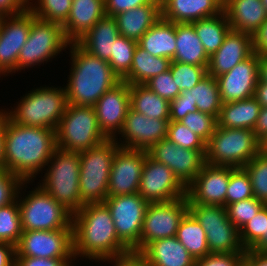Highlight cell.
Masks as SVG:
<instances>
[{
	"label": "cell",
	"mask_w": 267,
	"mask_h": 266,
	"mask_svg": "<svg viewBox=\"0 0 267 266\" xmlns=\"http://www.w3.org/2000/svg\"><path fill=\"white\" fill-rule=\"evenodd\" d=\"M70 72L66 85L68 104L94 106L111 88L122 80L110 67L108 61L85 51L77 42L68 45Z\"/></svg>",
	"instance_id": "3957f363"
},
{
	"label": "cell",
	"mask_w": 267,
	"mask_h": 266,
	"mask_svg": "<svg viewBox=\"0 0 267 266\" xmlns=\"http://www.w3.org/2000/svg\"><path fill=\"white\" fill-rule=\"evenodd\" d=\"M137 44L136 41L122 35L116 38L113 55H111L108 63L121 80L130 72Z\"/></svg>",
	"instance_id": "ab89813d"
},
{
	"label": "cell",
	"mask_w": 267,
	"mask_h": 266,
	"mask_svg": "<svg viewBox=\"0 0 267 266\" xmlns=\"http://www.w3.org/2000/svg\"><path fill=\"white\" fill-rule=\"evenodd\" d=\"M137 43L150 55L173 60L176 53V24L161 17Z\"/></svg>",
	"instance_id": "f546056e"
},
{
	"label": "cell",
	"mask_w": 267,
	"mask_h": 266,
	"mask_svg": "<svg viewBox=\"0 0 267 266\" xmlns=\"http://www.w3.org/2000/svg\"><path fill=\"white\" fill-rule=\"evenodd\" d=\"M187 212V196L166 202L149 203L140 235V251L152 241L176 236L179 223Z\"/></svg>",
	"instance_id": "5bb4252c"
},
{
	"label": "cell",
	"mask_w": 267,
	"mask_h": 266,
	"mask_svg": "<svg viewBox=\"0 0 267 266\" xmlns=\"http://www.w3.org/2000/svg\"><path fill=\"white\" fill-rule=\"evenodd\" d=\"M145 150L119 147L114 155L109 176L108 197L138 193Z\"/></svg>",
	"instance_id": "d6986e66"
},
{
	"label": "cell",
	"mask_w": 267,
	"mask_h": 266,
	"mask_svg": "<svg viewBox=\"0 0 267 266\" xmlns=\"http://www.w3.org/2000/svg\"><path fill=\"white\" fill-rule=\"evenodd\" d=\"M104 203L111 212L118 238L133 255H137L140 252V235L149 202L135 193L107 197Z\"/></svg>",
	"instance_id": "7c38bea8"
},
{
	"label": "cell",
	"mask_w": 267,
	"mask_h": 266,
	"mask_svg": "<svg viewBox=\"0 0 267 266\" xmlns=\"http://www.w3.org/2000/svg\"><path fill=\"white\" fill-rule=\"evenodd\" d=\"M15 257L75 259L73 229L22 231Z\"/></svg>",
	"instance_id": "4fadbf2b"
},
{
	"label": "cell",
	"mask_w": 267,
	"mask_h": 266,
	"mask_svg": "<svg viewBox=\"0 0 267 266\" xmlns=\"http://www.w3.org/2000/svg\"><path fill=\"white\" fill-rule=\"evenodd\" d=\"M27 8L35 17L63 25L70 13L72 0H31Z\"/></svg>",
	"instance_id": "74e56055"
},
{
	"label": "cell",
	"mask_w": 267,
	"mask_h": 266,
	"mask_svg": "<svg viewBox=\"0 0 267 266\" xmlns=\"http://www.w3.org/2000/svg\"><path fill=\"white\" fill-rule=\"evenodd\" d=\"M265 204L255 197L241 200L226 206L228 218L239 230L245 226Z\"/></svg>",
	"instance_id": "ee69618b"
},
{
	"label": "cell",
	"mask_w": 267,
	"mask_h": 266,
	"mask_svg": "<svg viewBox=\"0 0 267 266\" xmlns=\"http://www.w3.org/2000/svg\"><path fill=\"white\" fill-rule=\"evenodd\" d=\"M253 131L259 140L267 134V107H261L256 125Z\"/></svg>",
	"instance_id": "91938a15"
},
{
	"label": "cell",
	"mask_w": 267,
	"mask_h": 266,
	"mask_svg": "<svg viewBox=\"0 0 267 266\" xmlns=\"http://www.w3.org/2000/svg\"><path fill=\"white\" fill-rule=\"evenodd\" d=\"M260 110L261 105L254 97L223 103L217 118V126L254 130Z\"/></svg>",
	"instance_id": "4dcf8cb0"
},
{
	"label": "cell",
	"mask_w": 267,
	"mask_h": 266,
	"mask_svg": "<svg viewBox=\"0 0 267 266\" xmlns=\"http://www.w3.org/2000/svg\"><path fill=\"white\" fill-rule=\"evenodd\" d=\"M254 197L251 181L243 167H231V174L226 194V206Z\"/></svg>",
	"instance_id": "7bdbcfd3"
},
{
	"label": "cell",
	"mask_w": 267,
	"mask_h": 266,
	"mask_svg": "<svg viewBox=\"0 0 267 266\" xmlns=\"http://www.w3.org/2000/svg\"><path fill=\"white\" fill-rule=\"evenodd\" d=\"M144 85L169 102L174 100L181 93L173 80L170 69L159 75L153 76L145 82Z\"/></svg>",
	"instance_id": "c3c4849f"
},
{
	"label": "cell",
	"mask_w": 267,
	"mask_h": 266,
	"mask_svg": "<svg viewBox=\"0 0 267 266\" xmlns=\"http://www.w3.org/2000/svg\"><path fill=\"white\" fill-rule=\"evenodd\" d=\"M119 35L115 17L105 15L77 43L91 55L108 61Z\"/></svg>",
	"instance_id": "f1b7e54d"
},
{
	"label": "cell",
	"mask_w": 267,
	"mask_h": 266,
	"mask_svg": "<svg viewBox=\"0 0 267 266\" xmlns=\"http://www.w3.org/2000/svg\"><path fill=\"white\" fill-rule=\"evenodd\" d=\"M267 205L251 219L240 231V240L245 250L251 249L263 236H266Z\"/></svg>",
	"instance_id": "bcb514c9"
},
{
	"label": "cell",
	"mask_w": 267,
	"mask_h": 266,
	"mask_svg": "<svg viewBox=\"0 0 267 266\" xmlns=\"http://www.w3.org/2000/svg\"><path fill=\"white\" fill-rule=\"evenodd\" d=\"M1 24H2V16H0V30H1Z\"/></svg>",
	"instance_id": "2644e50d"
},
{
	"label": "cell",
	"mask_w": 267,
	"mask_h": 266,
	"mask_svg": "<svg viewBox=\"0 0 267 266\" xmlns=\"http://www.w3.org/2000/svg\"><path fill=\"white\" fill-rule=\"evenodd\" d=\"M138 193L149 203L166 202L186 197V187L170 168L147 155Z\"/></svg>",
	"instance_id": "e0dca14e"
},
{
	"label": "cell",
	"mask_w": 267,
	"mask_h": 266,
	"mask_svg": "<svg viewBox=\"0 0 267 266\" xmlns=\"http://www.w3.org/2000/svg\"><path fill=\"white\" fill-rule=\"evenodd\" d=\"M260 152V140L252 129L216 126L206 143L205 160L211 165L244 167Z\"/></svg>",
	"instance_id": "ba28073f"
},
{
	"label": "cell",
	"mask_w": 267,
	"mask_h": 266,
	"mask_svg": "<svg viewBox=\"0 0 267 266\" xmlns=\"http://www.w3.org/2000/svg\"><path fill=\"white\" fill-rule=\"evenodd\" d=\"M27 9L23 0H0V16L21 14Z\"/></svg>",
	"instance_id": "9f6ffc18"
},
{
	"label": "cell",
	"mask_w": 267,
	"mask_h": 266,
	"mask_svg": "<svg viewBox=\"0 0 267 266\" xmlns=\"http://www.w3.org/2000/svg\"><path fill=\"white\" fill-rule=\"evenodd\" d=\"M38 185L72 214L84 205L79 191L80 152L57 148L48 161Z\"/></svg>",
	"instance_id": "5b68a950"
},
{
	"label": "cell",
	"mask_w": 267,
	"mask_h": 266,
	"mask_svg": "<svg viewBox=\"0 0 267 266\" xmlns=\"http://www.w3.org/2000/svg\"><path fill=\"white\" fill-rule=\"evenodd\" d=\"M160 18L161 0H154L115 16L119 34L136 42Z\"/></svg>",
	"instance_id": "83f0119b"
},
{
	"label": "cell",
	"mask_w": 267,
	"mask_h": 266,
	"mask_svg": "<svg viewBox=\"0 0 267 266\" xmlns=\"http://www.w3.org/2000/svg\"><path fill=\"white\" fill-rule=\"evenodd\" d=\"M250 250L256 252H267V227L266 236H263Z\"/></svg>",
	"instance_id": "03108f58"
},
{
	"label": "cell",
	"mask_w": 267,
	"mask_h": 266,
	"mask_svg": "<svg viewBox=\"0 0 267 266\" xmlns=\"http://www.w3.org/2000/svg\"><path fill=\"white\" fill-rule=\"evenodd\" d=\"M222 103L254 97L259 80V55L253 52L229 72L216 77Z\"/></svg>",
	"instance_id": "44dd1931"
},
{
	"label": "cell",
	"mask_w": 267,
	"mask_h": 266,
	"mask_svg": "<svg viewBox=\"0 0 267 266\" xmlns=\"http://www.w3.org/2000/svg\"><path fill=\"white\" fill-rule=\"evenodd\" d=\"M191 96L190 90L183 91L170 102V121H181L188 113L198 111Z\"/></svg>",
	"instance_id": "816d5d0a"
},
{
	"label": "cell",
	"mask_w": 267,
	"mask_h": 266,
	"mask_svg": "<svg viewBox=\"0 0 267 266\" xmlns=\"http://www.w3.org/2000/svg\"><path fill=\"white\" fill-rule=\"evenodd\" d=\"M224 0H161V17L177 23H192L223 12Z\"/></svg>",
	"instance_id": "cb8c5ba5"
},
{
	"label": "cell",
	"mask_w": 267,
	"mask_h": 266,
	"mask_svg": "<svg viewBox=\"0 0 267 266\" xmlns=\"http://www.w3.org/2000/svg\"><path fill=\"white\" fill-rule=\"evenodd\" d=\"M243 168L249 175L254 197L267 205V155L259 152Z\"/></svg>",
	"instance_id": "60d3db41"
},
{
	"label": "cell",
	"mask_w": 267,
	"mask_h": 266,
	"mask_svg": "<svg viewBox=\"0 0 267 266\" xmlns=\"http://www.w3.org/2000/svg\"><path fill=\"white\" fill-rule=\"evenodd\" d=\"M146 152L151 159L170 168L185 187L195 179L206 163V150L184 149L167 138L160 140Z\"/></svg>",
	"instance_id": "9a60e30c"
},
{
	"label": "cell",
	"mask_w": 267,
	"mask_h": 266,
	"mask_svg": "<svg viewBox=\"0 0 267 266\" xmlns=\"http://www.w3.org/2000/svg\"><path fill=\"white\" fill-rule=\"evenodd\" d=\"M119 147L115 139H107L80 152L79 191L83 205L104 203L108 197L110 170Z\"/></svg>",
	"instance_id": "52a82bcc"
},
{
	"label": "cell",
	"mask_w": 267,
	"mask_h": 266,
	"mask_svg": "<svg viewBox=\"0 0 267 266\" xmlns=\"http://www.w3.org/2000/svg\"><path fill=\"white\" fill-rule=\"evenodd\" d=\"M29 183L24 181L17 195L22 231L73 229L72 213L38 184L26 191Z\"/></svg>",
	"instance_id": "8992f818"
},
{
	"label": "cell",
	"mask_w": 267,
	"mask_h": 266,
	"mask_svg": "<svg viewBox=\"0 0 267 266\" xmlns=\"http://www.w3.org/2000/svg\"><path fill=\"white\" fill-rule=\"evenodd\" d=\"M105 263L112 264V266H146L137 255H131L124 259L105 261Z\"/></svg>",
	"instance_id": "94428289"
},
{
	"label": "cell",
	"mask_w": 267,
	"mask_h": 266,
	"mask_svg": "<svg viewBox=\"0 0 267 266\" xmlns=\"http://www.w3.org/2000/svg\"><path fill=\"white\" fill-rule=\"evenodd\" d=\"M261 1L267 12V0H261Z\"/></svg>",
	"instance_id": "a7ac6f4b"
},
{
	"label": "cell",
	"mask_w": 267,
	"mask_h": 266,
	"mask_svg": "<svg viewBox=\"0 0 267 266\" xmlns=\"http://www.w3.org/2000/svg\"><path fill=\"white\" fill-rule=\"evenodd\" d=\"M171 61L169 58L150 55L137 44L130 72L122 81L127 82L129 85L145 84L153 76L169 70Z\"/></svg>",
	"instance_id": "d6a6232c"
},
{
	"label": "cell",
	"mask_w": 267,
	"mask_h": 266,
	"mask_svg": "<svg viewBox=\"0 0 267 266\" xmlns=\"http://www.w3.org/2000/svg\"><path fill=\"white\" fill-rule=\"evenodd\" d=\"M4 124L5 110L0 109V168H4Z\"/></svg>",
	"instance_id": "be15d7a7"
},
{
	"label": "cell",
	"mask_w": 267,
	"mask_h": 266,
	"mask_svg": "<svg viewBox=\"0 0 267 266\" xmlns=\"http://www.w3.org/2000/svg\"><path fill=\"white\" fill-rule=\"evenodd\" d=\"M105 15L104 0H72L69 16L62 25L66 39L77 42Z\"/></svg>",
	"instance_id": "484cf974"
},
{
	"label": "cell",
	"mask_w": 267,
	"mask_h": 266,
	"mask_svg": "<svg viewBox=\"0 0 267 266\" xmlns=\"http://www.w3.org/2000/svg\"><path fill=\"white\" fill-rule=\"evenodd\" d=\"M260 152L267 155V134L260 139Z\"/></svg>",
	"instance_id": "003e7915"
},
{
	"label": "cell",
	"mask_w": 267,
	"mask_h": 266,
	"mask_svg": "<svg viewBox=\"0 0 267 266\" xmlns=\"http://www.w3.org/2000/svg\"><path fill=\"white\" fill-rule=\"evenodd\" d=\"M259 80L267 83V56H259Z\"/></svg>",
	"instance_id": "e7e4bbea"
},
{
	"label": "cell",
	"mask_w": 267,
	"mask_h": 266,
	"mask_svg": "<svg viewBox=\"0 0 267 266\" xmlns=\"http://www.w3.org/2000/svg\"><path fill=\"white\" fill-rule=\"evenodd\" d=\"M75 260L104 263L124 259L132 251L118 238L111 212L105 203L85 204L72 214Z\"/></svg>",
	"instance_id": "6da1fadb"
},
{
	"label": "cell",
	"mask_w": 267,
	"mask_h": 266,
	"mask_svg": "<svg viewBox=\"0 0 267 266\" xmlns=\"http://www.w3.org/2000/svg\"><path fill=\"white\" fill-rule=\"evenodd\" d=\"M179 122L198 135L205 143L209 141L217 126V118L215 116L202 113L199 110L188 113Z\"/></svg>",
	"instance_id": "7dc6e473"
},
{
	"label": "cell",
	"mask_w": 267,
	"mask_h": 266,
	"mask_svg": "<svg viewBox=\"0 0 267 266\" xmlns=\"http://www.w3.org/2000/svg\"><path fill=\"white\" fill-rule=\"evenodd\" d=\"M231 166L205 163L199 174L186 187L188 204L226 207V194Z\"/></svg>",
	"instance_id": "ac0fdd59"
},
{
	"label": "cell",
	"mask_w": 267,
	"mask_h": 266,
	"mask_svg": "<svg viewBox=\"0 0 267 266\" xmlns=\"http://www.w3.org/2000/svg\"><path fill=\"white\" fill-rule=\"evenodd\" d=\"M15 246L0 242V266H15Z\"/></svg>",
	"instance_id": "6f0895ef"
},
{
	"label": "cell",
	"mask_w": 267,
	"mask_h": 266,
	"mask_svg": "<svg viewBox=\"0 0 267 266\" xmlns=\"http://www.w3.org/2000/svg\"><path fill=\"white\" fill-rule=\"evenodd\" d=\"M23 1L28 5L31 0H23Z\"/></svg>",
	"instance_id": "89a4df30"
},
{
	"label": "cell",
	"mask_w": 267,
	"mask_h": 266,
	"mask_svg": "<svg viewBox=\"0 0 267 266\" xmlns=\"http://www.w3.org/2000/svg\"><path fill=\"white\" fill-rule=\"evenodd\" d=\"M223 11L232 30L251 35L267 19L261 0H224Z\"/></svg>",
	"instance_id": "4316f807"
},
{
	"label": "cell",
	"mask_w": 267,
	"mask_h": 266,
	"mask_svg": "<svg viewBox=\"0 0 267 266\" xmlns=\"http://www.w3.org/2000/svg\"><path fill=\"white\" fill-rule=\"evenodd\" d=\"M137 256L146 266H195V260L176 236L148 243Z\"/></svg>",
	"instance_id": "d4e9b609"
},
{
	"label": "cell",
	"mask_w": 267,
	"mask_h": 266,
	"mask_svg": "<svg viewBox=\"0 0 267 266\" xmlns=\"http://www.w3.org/2000/svg\"><path fill=\"white\" fill-rule=\"evenodd\" d=\"M22 235L19 204L14 202L0 207V242H6L15 247Z\"/></svg>",
	"instance_id": "f35d334b"
},
{
	"label": "cell",
	"mask_w": 267,
	"mask_h": 266,
	"mask_svg": "<svg viewBox=\"0 0 267 266\" xmlns=\"http://www.w3.org/2000/svg\"><path fill=\"white\" fill-rule=\"evenodd\" d=\"M130 108L148 118L170 120V102L144 84L130 85Z\"/></svg>",
	"instance_id": "836d02e7"
},
{
	"label": "cell",
	"mask_w": 267,
	"mask_h": 266,
	"mask_svg": "<svg viewBox=\"0 0 267 266\" xmlns=\"http://www.w3.org/2000/svg\"><path fill=\"white\" fill-rule=\"evenodd\" d=\"M244 266H267V252L247 249L244 254Z\"/></svg>",
	"instance_id": "680465c9"
},
{
	"label": "cell",
	"mask_w": 267,
	"mask_h": 266,
	"mask_svg": "<svg viewBox=\"0 0 267 266\" xmlns=\"http://www.w3.org/2000/svg\"><path fill=\"white\" fill-rule=\"evenodd\" d=\"M13 107L4 108L16 124L56 130L68 106L65 87L43 85L26 92Z\"/></svg>",
	"instance_id": "277c9868"
},
{
	"label": "cell",
	"mask_w": 267,
	"mask_h": 266,
	"mask_svg": "<svg viewBox=\"0 0 267 266\" xmlns=\"http://www.w3.org/2000/svg\"><path fill=\"white\" fill-rule=\"evenodd\" d=\"M99 128L108 139L121 132L130 108V85L121 81L108 90L93 106Z\"/></svg>",
	"instance_id": "7402d4cb"
},
{
	"label": "cell",
	"mask_w": 267,
	"mask_h": 266,
	"mask_svg": "<svg viewBox=\"0 0 267 266\" xmlns=\"http://www.w3.org/2000/svg\"><path fill=\"white\" fill-rule=\"evenodd\" d=\"M56 149L55 130L18 125L5 112L4 169L34 183Z\"/></svg>",
	"instance_id": "7a4b0ae2"
},
{
	"label": "cell",
	"mask_w": 267,
	"mask_h": 266,
	"mask_svg": "<svg viewBox=\"0 0 267 266\" xmlns=\"http://www.w3.org/2000/svg\"><path fill=\"white\" fill-rule=\"evenodd\" d=\"M169 121L148 118L129 108L124 126L115 140L121 148L147 151L160 140L167 138Z\"/></svg>",
	"instance_id": "ffe728a7"
},
{
	"label": "cell",
	"mask_w": 267,
	"mask_h": 266,
	"mask_svg": "<svg viewBox=\"0 0 267 266\" xmlns=\"http://www.w3.org/2000/svg\"><path fill=\"white\" fill-rule=\"evenodd\" d=\"M35 15L27 8L17 15L2 16L0 30V78L18 72V56ZM17 71V72H16ZM9 74V75H8Z\"/></svg>",
	"instance_id": "2e32d148"
},
{
	"label": "cell",
	"mask_w": 267,
	"mask_h": 266,
	"mask_svg": "<svg viewBox=\"0 0 267 266\" xmlns=\"http://www.w3.org/2000/svg\"><path fill=\"white\" fill-rule=\"evenodd\" d=\"M207 67L171 61L169 69L180 92H183L191 90L207 75Z\"/></svg>",
	"instance_id": "b9f144b4"
},
{
	"label": "cell",
	"mask_w": 267,
	"mask_h": 266,
	"mask_svg": "<svg viewBox=\"0 0 267 266\" xmlns=\"http://www.w3.org/2000/svg\"><path fill=\"white\" fill-rule=\"evenodd\" d=\"M254 98L258 101L261 107H267V83L258 80Z\"/></svg>",
	"instance_id": "6125c7cd"
},
{
	"label": "cell",
	"mask_w": 267,
	"mask_h": 266,
	"mask_svg": "<svg viewBox=\"0 0 267 266\" xmlns=\"http://www.w3.org/2000/svg\"><path fill=\"white\" fill-rule=\"evenodd\" d=\"M252 47L259 56H267V19L253 33Z\"/></svg>",
	"instance_id": "11a10c76"
},
{
	"label": "cell",
	"mask_w": 267,
	"mask_h": 266,
	"mask_svg": "<svg viewBox=\"0 0 267 266\" xmlns=\"http://www.w3.org/2000/svg\"><path fill=\"white\" fill-rule=\"evenodd\" d=\"M191 24L209 57L221 47L231 30L224 11L216 16L200 19Z\"/></svg>",
	"instance_id": "e575fe53"
},
{
	"label": "cell",
	"mask_w": 267,
	"mask_h": 266,
	"mask_svg": "<svg viewBox=\"0 0 267 266\" xmlns=\"http://www.w3.org/2000/svg\"><path fill=\"white\" fill-rule=\"evenodd\" d=\"M193 104L202 113L218 118L222 107L219 86L215 77L207 74L195 87L190 90Z\"/></svg>",
	"instance_id": "8d00e7d4"
},
{
	"label": "cell",
	"mask_w": 267,
	"mask_h": 266,
	"mask_svg": "<svg viewBox=\"0 0 267 266\" xmlns=\"http://www.w3.org/2000/svg\"><path fill=\"white\" fill-rule=\"evenodd\" d=\"M188 211L204 229L210 253L246 251L240 231L228 218L225 206L188 204Z\"/></svg>",
	"instance_id": "8fae6325"
},
{
	"label": "cell",
	"mask_w": 267,
	"mask_h": 266,
	"mask_svg": "<svg viewBox=\"0 0 267 266\" xmlns=\"http://www.w3.org/2000/svg\"><path fill=\"white\" fill-rule=\"evenodd\" d=\"M154 0H104L105 13L108 16L115 17L116 15L139 7L145 4H149Z\"/></svg>",
	"instance_id": "db71d44e"
},
{
	"label": "cell",
	"mask_w": 267,
	"mask_h": 266,
	"mask_svg": "<svg viewBox=\"0 0 267 266\" xmlns=\"http://www.w3.org/2000/svg\"><path fill=\"white\" fill-rule=\"evenodd\" d=\"M55 135L57 148L69 152H82L108 139L99 128L93 106L72 104H68Z\"/></svg>",
	"instance_id": "9c48e42d"
},
{
	"label": "cell",
	"mask_w": 267,
	"mask_h": 266,
	"mask_svg": "<svg viewBox=\"0 0 267 266\" xmlns=\"http://www.w3.org/2000/svg\"><path fill=\"white\" fill-rule=\"evenodd\" d=\"M167 139L184 149L206 150V143L179 121H169Z\"/></svg>",
	"instance_id": "f6af8a7d"
},
{
	"label": "cell",
	"mask_w": 267,
	"mask_h": 266,
	"mask_svg": "<svg viewBox=\"0 0 267 266\" xmlns=\"http://www.w3.org/2000/svg\"><path fill=\"white\" fill-rule=\"evenodd\" d=\"M23 182L21 178L10 171L0 168V207L6 206L17 199Z\"/></svg>",
	"instance_id": "681fc988"
},
{
	"label": "cell",
	"mask_w": 267,
	"mask_h": 266,
	"mask_svg": "<svg viewBox=\"0 0 267 266\" xmlns=\"http://www.w3.org/2000/svg\"><path fill=\"white\" fill-rule=\"evenodd\" d=\"M69 43L62 25L36 17L32 21L27 41L18 56V72L52 62L53 58L66 51Z\"/></svg>",
	"instance_id": "30bf717a"
},
{
	"label": "cell",
	"mask_w": 267,
	"mask_h": 266,
	"mask_svg": "<svg viewBox=\"0 0 267 266\" xmlns=\"http://www.w3.org/2000/svg\"><path fill=\"white\" fill-rule=\"evenodd\" d=\"M74 265H76L75 259L15 257V266H74Z\"/></svg>",
	"instance_id": "f5cc1de1"
},
{
	"label": "cell",
	"mask_w": 267,
	"mask_h": 266,
	"mask_svg": "<svg viewBox=\"0 0 267 266\" xmlns=\"http://www.w3.org/2000/svg\"><path fill=\"white\" fill-rule=\"evenodd\" d=\"M172 61L208 66L209 56L191 23L176 24V53Z\"/></svg>",
	"instance_id": "1f68e13d"
},
{
	"label": "cell",
	"mask_w": 267,
	"mask_h": 266,
	"mask_svg": "<svg viewBox=\"0 0 267 266\" xmlns=\"http://www.w3.org/2000/svg\"><path fill=\"white\" fill-rule=\"evenodd\" d=\"M253 52L252 35L231 29L221 47L209 57L207 74L216 78L227 73Z\"/></svg>",
	"instance_id": "603a6c76"
},
{
	"label": "cell",
	"mask_w": 267,
	"mask_h": 266,
	"mask_svg": "<svg viewBox=\"0 0 267 266\" xmlns=\"http://www.w3.org/2000/svg\"><path fill=\"white\" fill-rule=\"evenodd\" d=\"M176 238L187 249L194 260L210 253L206 233L189 211L179 223Z\"/></svg>",
	"instance_id": "d590c367"
},
{
	"label": "cell",
	"mask_w": 267,
	"mask_h": 266,
	"mask_svg": "<svg viewBox=\"0 0 267 266\" xmlns=\"http://www.w3.org/2000/svg\"><path fill=\"white\" fill-rule=\"evenodd\" d=\"M245 252L209 253L195 260V266H244Z\"/></svg>",
	"instance_id": "f907efd6"
}]
</instances>
